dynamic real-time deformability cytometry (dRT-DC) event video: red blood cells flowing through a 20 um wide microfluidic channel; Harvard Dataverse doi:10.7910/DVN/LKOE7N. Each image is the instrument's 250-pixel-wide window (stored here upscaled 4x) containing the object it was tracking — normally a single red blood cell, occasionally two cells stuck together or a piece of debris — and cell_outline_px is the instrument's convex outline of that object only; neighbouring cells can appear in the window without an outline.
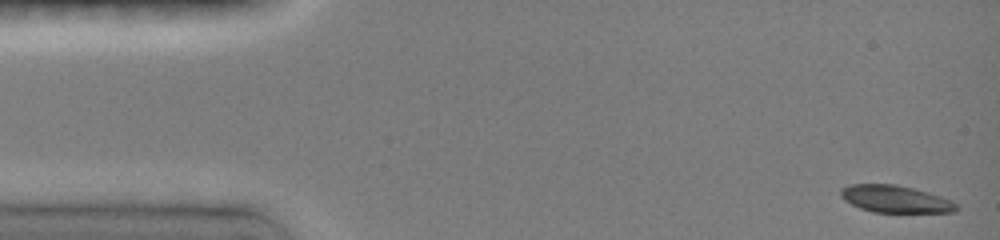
{"species": "common noctule bat (a hibernating species)", "species_latin": "Nyctalus noctula", "temperature_condition": "room temperature", "stored_images_in_passage": 8, "camera_frame_rate_fps": 3000, "um_per_image_px": 0.085, "animal": {"sex": "female", "body_mass_g": 19.0, "forearm_length_mm": 51.5}, "frame": {"image": 1, "passage_image": 1, "time_ms": 0.0, "image_size_px": [1000, 240], "cell_outline_px": [[960, 208], [956, 212], [872, 212], [860, 208], [844, 200], [840, 196], [840, 188], [852, 184], [896, 184], [928, 192], [952, 200]], "centroid_in_image_um": [76.11, 16.92], "position_along_channel_um": 8.9, "area_um2": 18.38}}
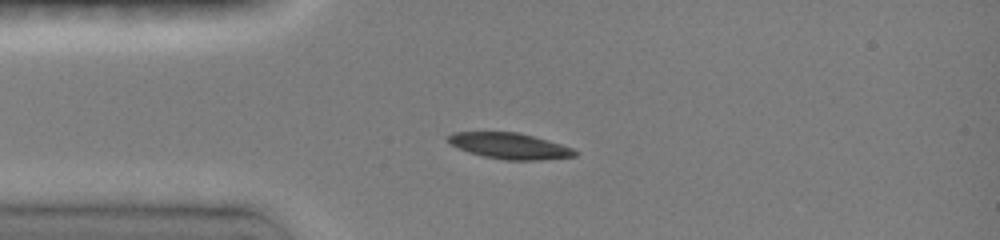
{"frame": {"image": 2, "passage_image": 7, "time_ms": 3.333, "image_size_px": [1000, 240], "cell_outline_px": [[580, 152], [576, 156], [540, 160], [504, 160], [484, 156], [468, 152], [452, 144], [448, 140], [448, 136], [452, 132], [516, 132], [532, 136], [560, 144], [572, 148]], "centroid_in_image_um": [43.35, 12.41], "position_along_channel_um": 41.7, "area_um2": 18.96}}